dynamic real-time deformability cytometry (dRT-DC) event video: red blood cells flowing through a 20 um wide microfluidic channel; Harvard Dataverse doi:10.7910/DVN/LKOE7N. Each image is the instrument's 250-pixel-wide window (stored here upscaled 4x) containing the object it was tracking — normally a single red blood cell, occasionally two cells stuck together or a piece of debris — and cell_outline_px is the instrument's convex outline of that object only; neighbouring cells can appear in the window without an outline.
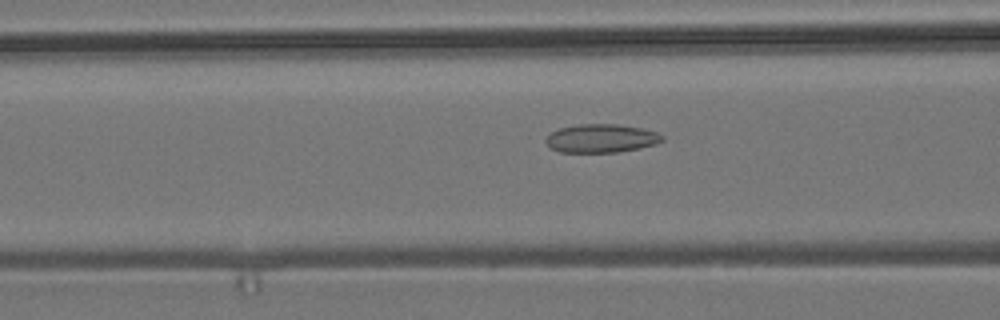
{"species": "common noctule bat (a hibernating species)", "species_latin": "Nyctalus noctula", "temperature_condition": "room temperature", "stored_images_in_passage": 45, "camera_frame_rate_fps": 3000, "um_per_image_px": 0.085, "animal": {"sex": "male", "body_mass_g": 19.2, "forearm_length_mm": 51.8}, "frame": {"image": 1, "passage_image": 11, "time_ms": 3.333, "image_size_px": [1000, 320], "cell_outline_px": [[664, 140], [656, 144], [640, 148], [616, 152], [560, 152], [552, 148], [544, 140], [552, 132], [560, 128], [580, 124], [616, 124], [644, 128], [656, 132], [664, 136]], "centroid_in_image_um": [51.15, 11.76], "position_along_channel_um": 115.5, "area_um2": 19.25}}
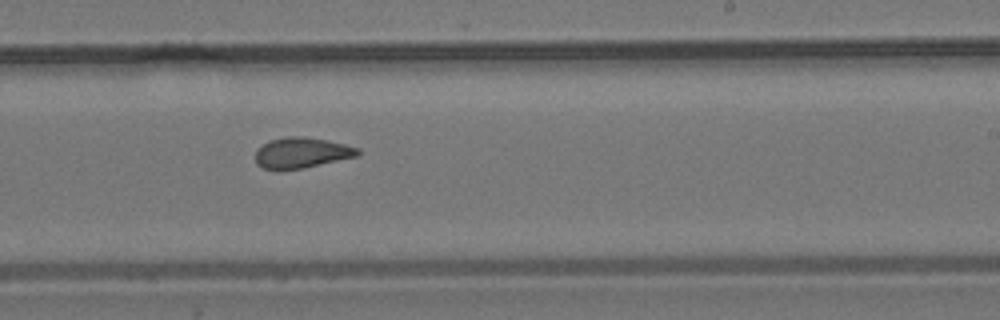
{"frame": {"image": 2, "passage_image": 23, "time_ms": 7.333, "image_size_px": [1000, 320], "cell_outline_px": [[360, 156], [304, 168], [280, 172], [264, 168], [256, 164], [256, 148], [268, 140], [288, 136], [304, 136], [344, 144], [360, 148]], "centroid_in_image_um": [25.61, 13.01], "position_along_channel_um": 263.4, "area_um2": 18.79}}
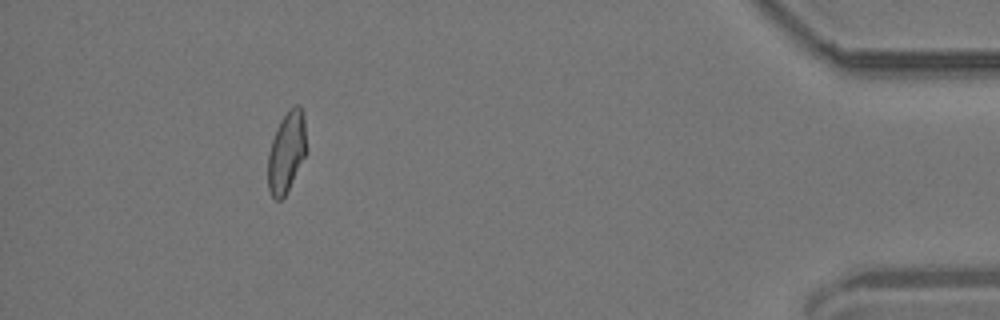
{"frame": {"image": 3, "passage_image": 40, "time_ms": 13.0, "image_size_px": [1000, 320], "cell_outline_px": [[308, 152], [284, 196], [280, 200], [276, 200], [272, 196], [268, 188], [268, 152], [276, 128], [280, 120], [288, 108], [296, 104], [300, 104], [304, 112]], "centroid_in_image_um": [24.39, 12.85], "position_along_channel_um": 410.8, "area_um2": 18.61}, "authors_computed_cell_mechanics": {"area_um2": 18.785, "velocity_mm_per_s": 3.6964, "shape_relaxation_time_tau1_ms": null, "shape_relaxation_time_tau2_ms": 2.0431, "deformation_change_tau1": null, "deformation_change_tau2": 0.0887}}